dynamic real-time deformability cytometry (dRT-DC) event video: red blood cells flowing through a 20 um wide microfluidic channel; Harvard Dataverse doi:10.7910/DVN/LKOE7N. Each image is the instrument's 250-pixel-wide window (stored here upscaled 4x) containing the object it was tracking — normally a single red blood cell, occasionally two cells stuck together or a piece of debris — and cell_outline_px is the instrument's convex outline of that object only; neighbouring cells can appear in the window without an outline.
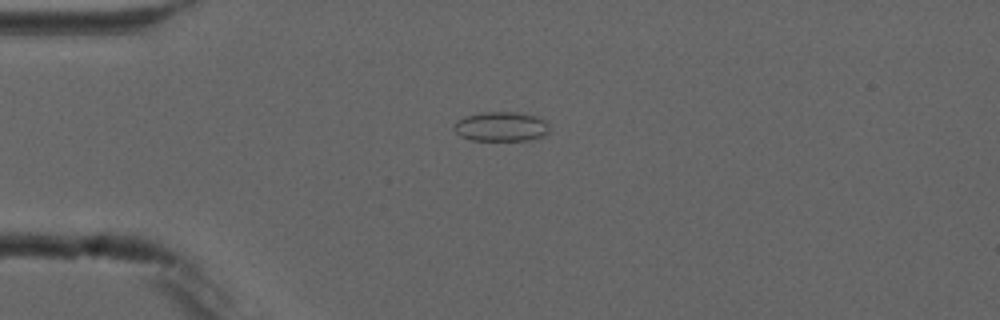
{"species": "common noctule bat (a hibernating species)", "species_latin": "Nyctalus noctula", "temperature_condition": "cold", "stored_images_in_passage": 5, "camera_frame_rate_fps": 3000, "um_per_image_px": 0.085, "animal": {"sex": "male", "forearm_length_mm": 52.5}, "frame": {"image": 1, "passage_image": 2, "time_ms": 1.0, "image_size_px": [1000, 320], "cell_outline_px": [[548, 132], [544, 136], [528, 140], [472, 140], [460, 136], [452, 128], [452, 124], [456, 120], [464, 116], [480, 112], [516, 112], [536, 116], [548, 120]], "centroid_in_image_um": [42.57, 10.75], "position_along_channel_um": 42.4, "area_um2": 16.7}}
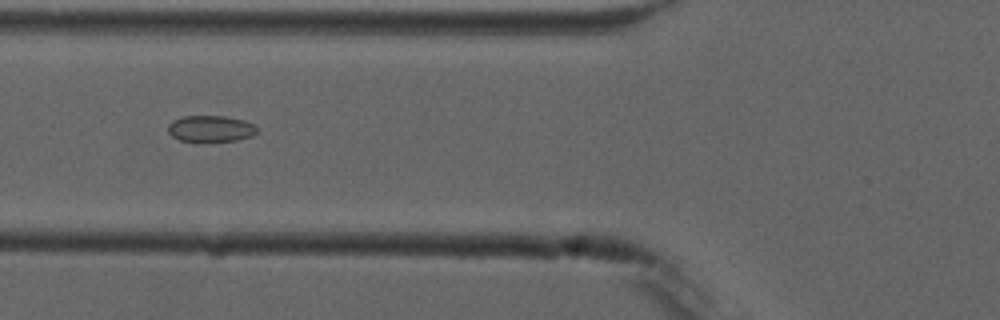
{"frame": {"image": 2, "passage_image": 4, "time_ms": 3.333, "image_size_px": [1000, 320], "cell_outline_px": [[260, 132], [252, 136], [236, 140], [180, 140], [172, 136], [168, 132], [168, 124], [172, 120], [184, 116], [224, 116], [244, 120], [252, 124]], "centroid_in_image_um": [17.91, 10.91], "position_along_channel_um": 107.9, "area_um2": 13.41}}
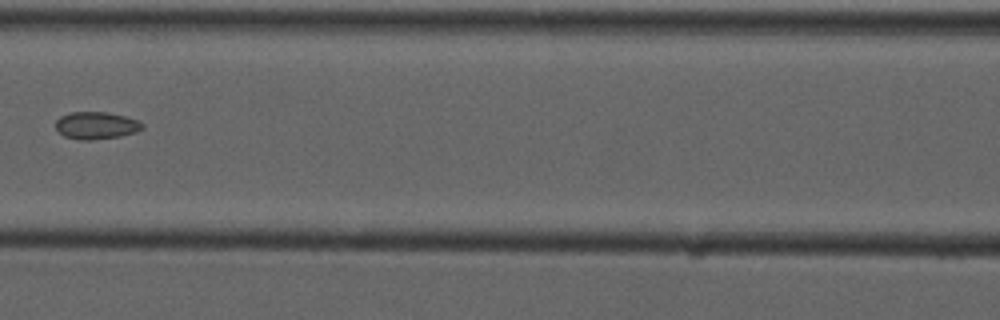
{"frame": {"image": 3, "passage_image": 5, "time_ms": 4.667, "image_size_px": [1000, 320], "cell_outline_px": [[144, 128], [136, 132], [120, 136], [92, 140], [80, 140], [64, 136], [56, 128], [56, 120], [60, 116], [72, 112], [108, 112], [140, 120], [144, 124]], "centroid_in_image_um": [8.21, 10.66], "position_along_channel_um": 158.4, "area_um2": 13.87}}